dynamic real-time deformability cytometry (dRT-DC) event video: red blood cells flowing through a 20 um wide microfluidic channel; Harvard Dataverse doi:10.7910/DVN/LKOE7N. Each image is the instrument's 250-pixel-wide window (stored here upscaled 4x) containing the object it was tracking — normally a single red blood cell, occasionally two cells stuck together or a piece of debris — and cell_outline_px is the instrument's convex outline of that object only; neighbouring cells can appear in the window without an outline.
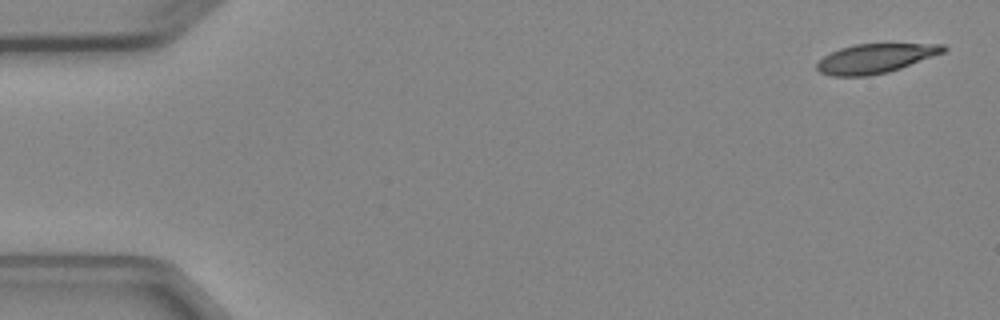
{"species": "Egyptian fruit bat (a non-hibernating species)", "species_latin": "Rousettus aegyptiacus", "temperature_condition": "cold", "stored_images_in_passage": 7, "camera_frame_rate_fps": 3000, "um_per_image_px": 0.085, "animal": {"sex": "female"}, "frame": {"image": 1, "passage_image": 1, "time_ms": 0.0, "image_size_px": [1000, 320], "cell_outline_px": [[948, 48], [944, 52], [900, 68], [888, 72], [868, 76], [832, 76], [820, 72], [816, 68], [816, 64], [824, 56], [840, 48], [856, 44], [944, 44]], "centroid_in_image_um": [74.39, 4.97], "position_along_channel_um": 10.6, "area_um2": 21.39}}
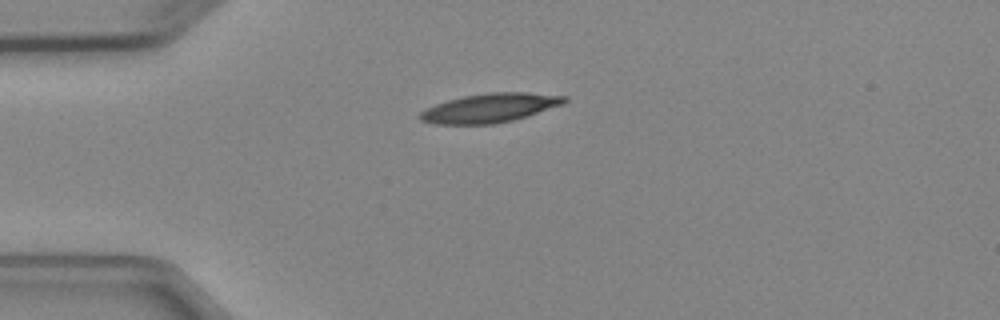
{"frame": {"image": 2, "passage_image": 4, "time_ms": 3.667, "image_size_px": [1000, 320], "cell_outline_px": [[568, 100], [564, 104], [528, 116], [496, 124], [436, 124], [420, 120], [416, 116], [420, 112], [436, 104], [448, 100], [464, 96], [488, 92], [528, 92], [568, 96]], "centroid_in_image_um": [41.68, 9.17], "position_along_channel_um": 43.3, "area_um2": 24.57}}